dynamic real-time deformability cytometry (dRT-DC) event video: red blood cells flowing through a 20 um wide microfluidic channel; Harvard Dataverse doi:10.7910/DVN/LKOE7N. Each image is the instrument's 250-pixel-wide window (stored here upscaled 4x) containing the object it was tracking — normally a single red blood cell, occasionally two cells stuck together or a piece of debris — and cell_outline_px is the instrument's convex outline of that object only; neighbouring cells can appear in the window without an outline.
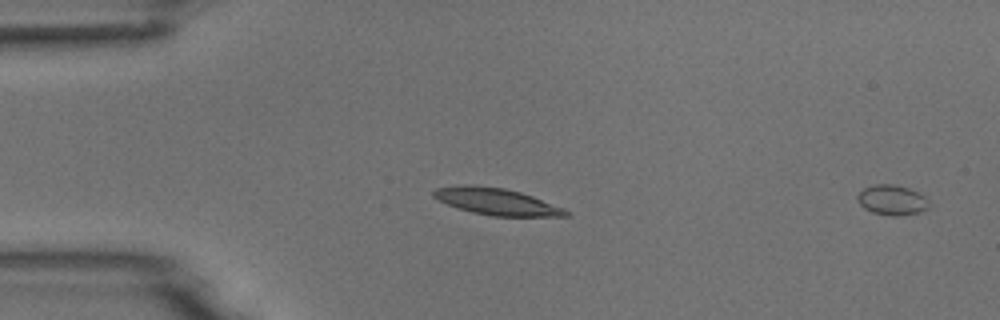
{"species": "common noctule bat (a hibernating species)", "species_latin": "Nyctalus noctula", "temperature_condition": "room temperature", "stored_images_in_passage": 4, "segment_of_instrument_passage": [2, 2], "camera_frame_rate_fps": 3000, "um_per_image_px": 0.085, "animal": {"sex": "male", "body_mass_g": 18.8}, "frame": {"image": 1, "passage_image": 4, "time_ms": 3.667, "image_size_px": [1000, 320], "cell_outline_px": [[928, 208], [920, 212], [896, 216], [892, 216], [872, 212], [864, 208], [860, 204], [856, 196], [864, 188], [876, 184], [892, 184], [908, 188], [924, 196], [928, 200]], "centroid_in_image_um": [75.81, 17.0], "position_along_channel_um": 9.2, "area_um2": 12.37}}